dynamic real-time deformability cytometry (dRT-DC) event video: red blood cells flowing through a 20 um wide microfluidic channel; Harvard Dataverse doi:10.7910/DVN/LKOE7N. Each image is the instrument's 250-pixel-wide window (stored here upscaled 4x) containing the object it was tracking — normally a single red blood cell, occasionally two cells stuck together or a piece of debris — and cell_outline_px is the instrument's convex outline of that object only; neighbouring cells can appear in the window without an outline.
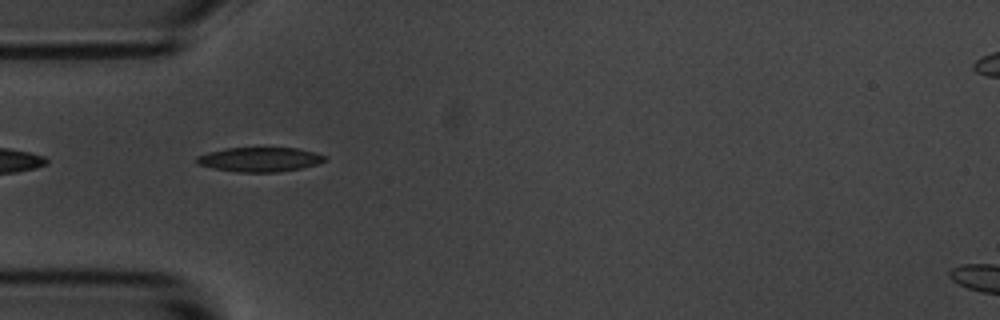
{"species": "common noctule bat (a hibernating species)", "species_latin": "Nyctalus noctula", "temperature_condition": "room temperature", "stored_images_in_passage": 6, "camera_frame_rate_fps": 3000, "um_per_image_px": 0.085, "animal": {"sex": "male", "body_mass_g": 20.1, "forearm_length_mm": 53.5}, "frame": {"image": 1, "passage_image": 1, "time_ms": 0.0, "image_size_px": [1000, 320], "cell_outline_px": [[328, 160], [316, 164], [300, 168], [276, 172], [240, 172], [212, 168], [196, 164], [196, 156], [208, 152], [224, 148], [296, 148], [316, 152], [324, 156]], "centroid_in_image_um": [22.05, 13.55], "position_along_channel_um": 63.0, "area_um2": 18.21}}
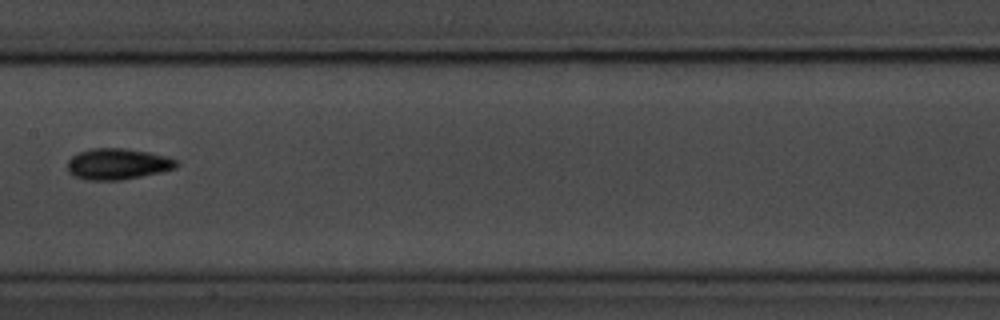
{"frame": {"image": 2, "passage_image": 4, "time_ms": 1.0, "image_size_px": [1000, 320], "cell_outline_px": [[180, 164], [176, 168], [160, 172], [120, 180], [84, 180], [68, 172], [68, 160], [72, 156], [80, 152], [92, 148], [128, 148], [168, 156], [176, 160]], "centroid_in_image_um": [10.02, 13.93], "position_along_channel_um": 197.4, "area_um2": 19.77}}
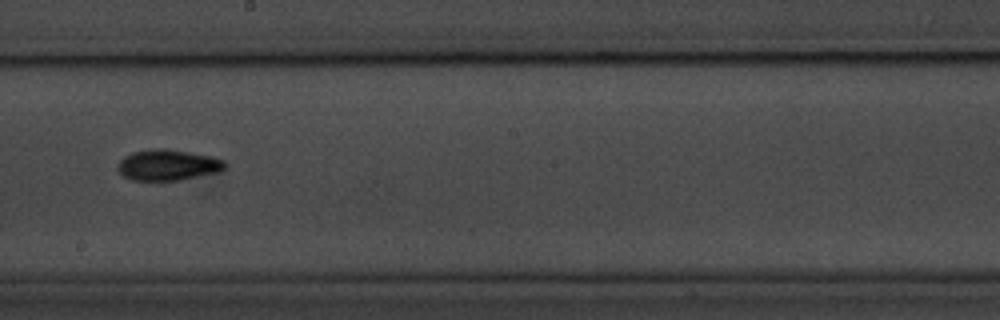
{"frame": {"image": 3, "passage_image": 5, "time_ms": 1.333, "image_size_px": [1000, 320], "cell_outline_px": [[228, 164], [220, 172], [180, 180], [128, 180], [116, 168], [116, 164], [124, 156], [132, 152], [152, 148], [164, 148], [188, 152], [208, 156], [224, 160]], "centroid_in_image_um": [14.24, 14.03], "position_along_channel_um": 234.0, "area_um2": 19.42}}